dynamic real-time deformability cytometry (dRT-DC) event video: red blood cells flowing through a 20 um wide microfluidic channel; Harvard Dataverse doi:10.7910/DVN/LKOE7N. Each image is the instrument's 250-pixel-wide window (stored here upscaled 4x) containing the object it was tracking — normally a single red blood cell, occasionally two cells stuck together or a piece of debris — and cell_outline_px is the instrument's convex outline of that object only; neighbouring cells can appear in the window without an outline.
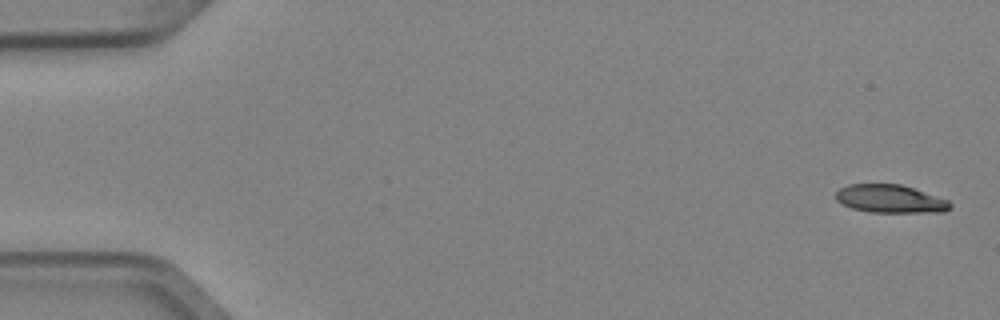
{"species": "Egyptian fruit bat (a non-hibernating species)", "species_latin": "Rousettus aegyptiacus", "temperature_condition": "cold", "stored_images_in_passage": 6, "camera_frame_rate_fps": 3000, "um_per_image_px": 0.085, "animal": {"sex": "female"}, "frame": {"image": 1, "passage_image": 1, "time_ms": 0.0, "image_size_px": [1000, 320], "cell_outline_px": [[952, 208], [944, 212], [868, 212], [852, 208], [836, 200], [836, 192], [840, 188], [848, 184], [900, 184], [948, 200], [952, 204]], "centroid_in_image_um": [75.67, 16.91], "position_along_channel_um": 9.3, "area_um2": 18.61}}
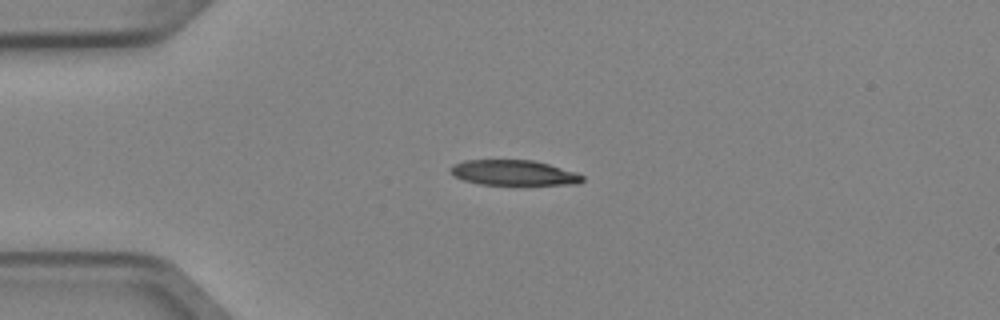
{"frame": {"image": 2, "passage_image": 4, "time_ms": 1.0, "image_size_px": [1000, 320], "cell_outline_px": [[584, 180], [580, 184], [480, 184], [464, 180], [452, 176], [448, 172], [448, 168], [452, 164], [464, 160], [532, 160], [548, 164], [576, 172], [584, 176]], "centroid_in_image_um": [43.61, 14.67], "position_along_channel_um": 41.4, "area_um2": 19.48}}
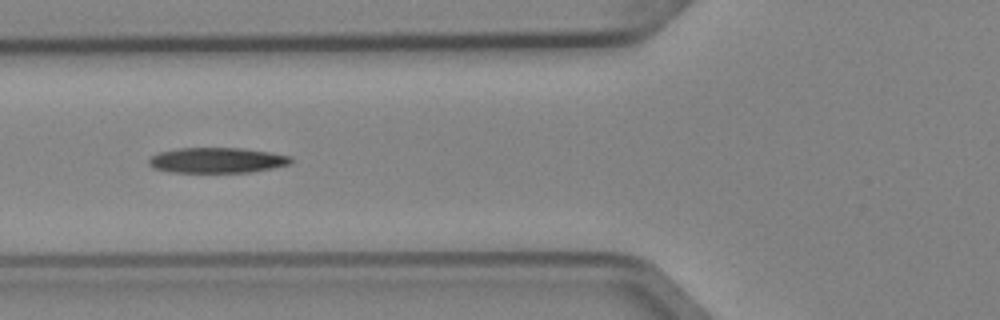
{"frame": {"image": 3, "passage_image": 6, "time_ms": 1.667, "image_size_px": [1000, 320], "cell_outline_px": [[292, 164], [252, 172], [172, 172], [152, 168], [148, 164], [148, 160], [156, 152], [176, 148], [240, 148], [268, 152], [292, 156]], "centroid_in_image_um": [18.42, 13.62], "position_along_channel_um": 107.4, "area_um2": 21.15}}